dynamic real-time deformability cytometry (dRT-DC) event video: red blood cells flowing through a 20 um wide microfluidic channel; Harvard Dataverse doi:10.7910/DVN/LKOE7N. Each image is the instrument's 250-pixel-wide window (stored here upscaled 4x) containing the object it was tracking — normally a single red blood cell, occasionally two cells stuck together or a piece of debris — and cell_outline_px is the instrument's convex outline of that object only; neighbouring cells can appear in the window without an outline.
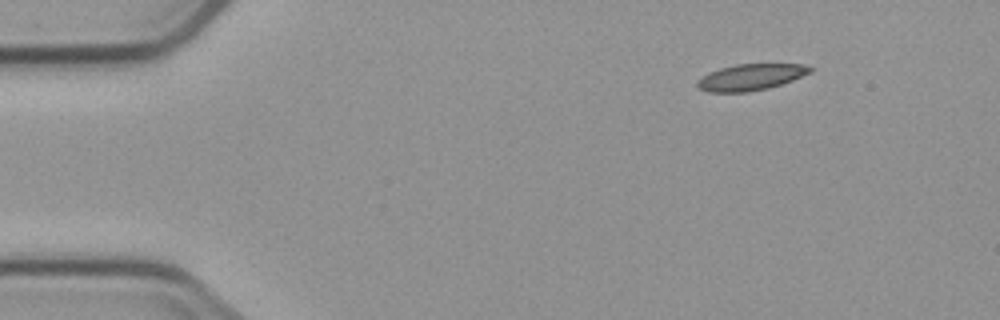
{"species": "common noctule bat (a hibernating species)", "species_latin": "Nyctalus noctula", "temperature_condition": "cold", "stored_images_in_passage": 6, "camera_frame_rate_fps": 3000, "um_per_image_px": 0.085, "animal": {"sex": "male", "body_mass_g": 23.1, "forearm_length_mm": 52.7}, "frame": {"image": 1, "passage_image": 1, "time_ms": 0.0, "image_size_px": [1000, 320], "cell_outline_px": [[812, 72], [792, 80], [768, 88], [748, 92], [708, 92], [700, 88], [696, 84], [696, 80], [708, 72], [720, 68], [736, 64], [804, 64], [812, 68]], "centroid_in_image_um": [63.79, 6.55], "position_along_channel_um": 21.2, "area_um2": 17.28}}
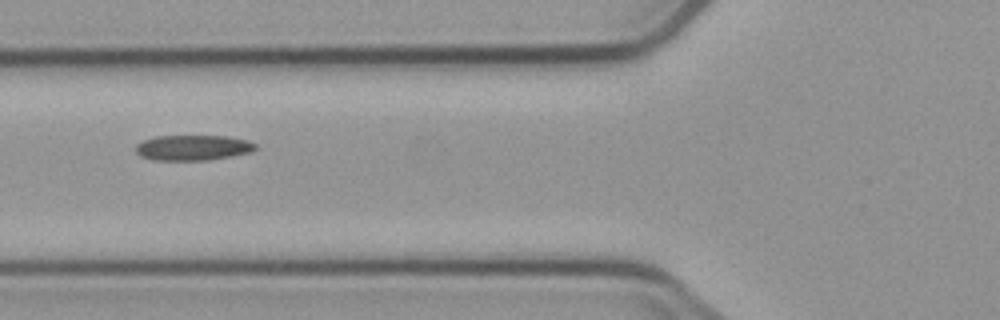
{"frame": {"image": 2, "passage_image": 5, "time_ms": 4.667, "image_size_px": [1000, 320], "cell_outline_px": [[256, 148], [252, 152], [232, 156], [208, 160], [152, 160], [140, 156], [136, 152], [136, 144], [144, 140], [156, 136], [228, 136], [248, 140], [256, 144]], "centroid_in_image_um": [16.41, 12.55], "position_along_channel_um": 109.4, "area_um2": 17.8}}
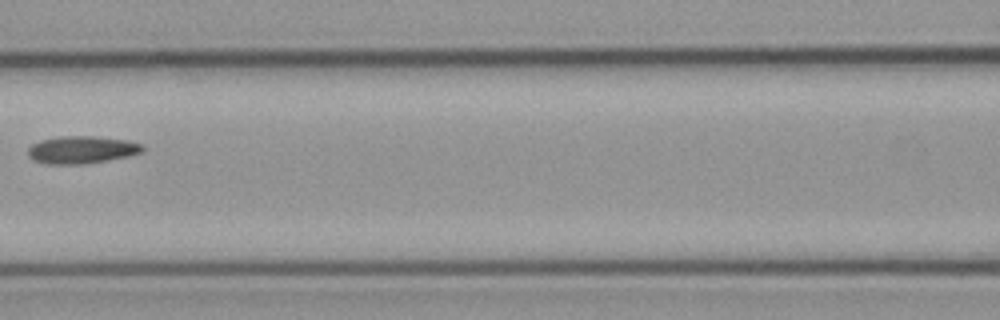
{"frame": {"image": 3, "passage_image": 6, "time_ms": 6.0, "image_size_px": [1000, 320], "cell_outline_px": [[144, 148], [140, 152], [128, 156], [108, 160], [80, 164], [48, 164], [32, 160], [28, 156], [28, 148], [32, 144], [40, 140], [60, 136], [96, 136], [128, 140], [144, 144]], "centroid_in_image_um": [6.93, 12.72], "position_along_channel_um": 159.7, "area_um2": 18.44}}